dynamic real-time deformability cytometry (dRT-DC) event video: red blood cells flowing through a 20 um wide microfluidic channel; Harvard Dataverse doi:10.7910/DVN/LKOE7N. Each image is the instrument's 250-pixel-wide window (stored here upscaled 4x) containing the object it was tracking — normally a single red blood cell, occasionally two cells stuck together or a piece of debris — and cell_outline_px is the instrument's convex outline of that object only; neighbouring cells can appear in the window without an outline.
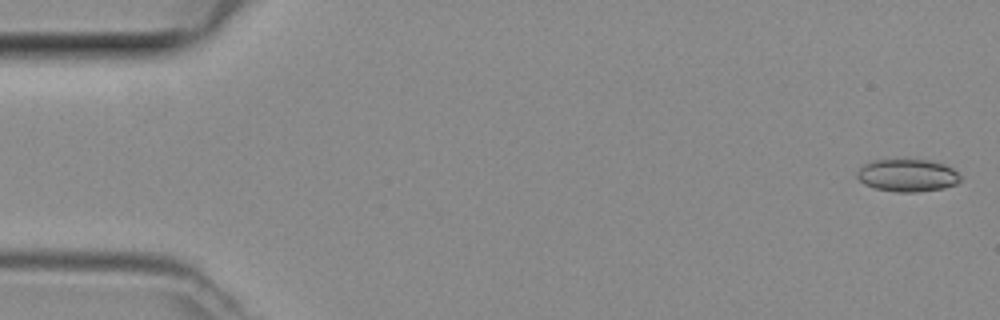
{"species": "common noctule bat (a hibernating species)", "species_latin": "Nyctalus noctula", "temperature_condition": "room temperature", "stored_images_in_passage": 48, "camera_frame_rate_fps": 3000, "um_per_image_px": 0.085, "animal": {"sex": "female", "body_mass_g": 29.2, "forearm_length_mm": 56.3}, "frame": {"image": 1, "passage_image": 1, "time_ms": 0.0, "image_size_px": [1000, 320], "cell_outline_px": [[960, 180], [956, 184], [944, 188], [920, 192], [896, 192], [876, 188], [864, 184], [856, 176], [856, 172], [864, 164], [872, 160], [928, 160], [944, 164], [952, 168], [960, 176]], "centroid_in_image_um": [77.12, 14.91], "position_along_channel_um": 7.9, "area_um2": 19.54}}
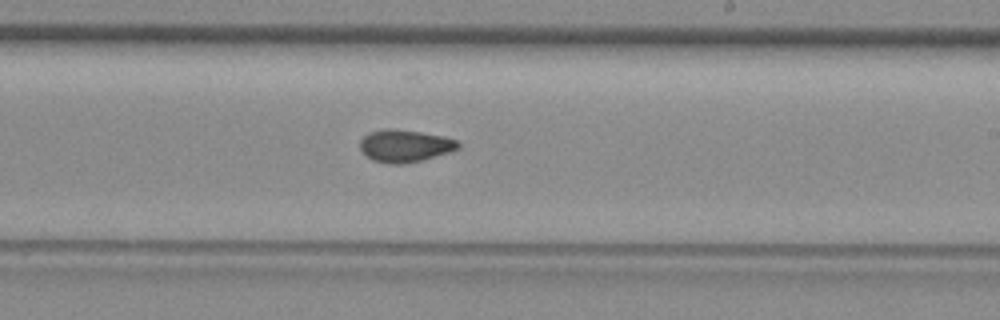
{"frame": {"image": 2, "passage_image": 28, "time_ms": 9.0, "image_size_px": [1000, 320], "cell_outline_px": [[460, 148], [424, 160], [404, 164], [388, 164], [372, 160], [360, 148], [360, 140], [368, 132], [388, 128], [392, 128], [420, 132], [444, 136], [456, 140], [460, 144]], "centroid_in_image_um": [34.41, 12.4], "position_along_channel_um": 254.6, "area_um2": 18.55}}
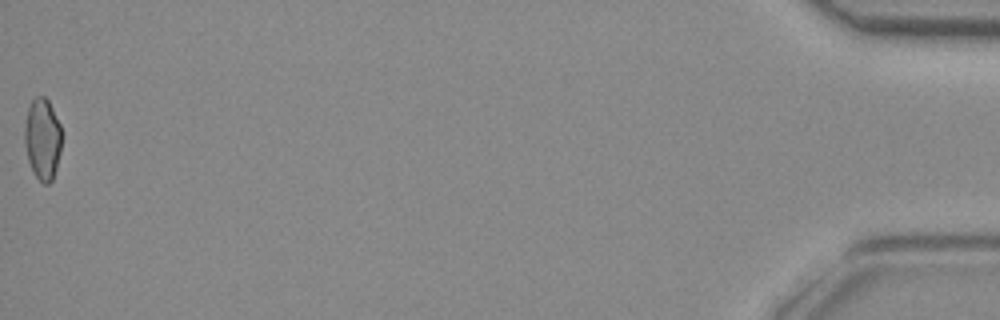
{"frame": {"image": 3, "passage_image": 48, "time_ms": 15.667, "image_size_px": [1000, 320], "cell_outline_px": [[60, 152], [56, 168], [52, 180], [48, 184], [44, 184], [36, 176], [28, 160], [24, 144], [24, 128], [28, 108], [32, 100], [36, 96], [44, 96], [48, 100], [60, 124]], "centroid_in_image_um": [3.59, 11.8], "position_along_channel_um": 431.6, "area_um2": 17.4}}